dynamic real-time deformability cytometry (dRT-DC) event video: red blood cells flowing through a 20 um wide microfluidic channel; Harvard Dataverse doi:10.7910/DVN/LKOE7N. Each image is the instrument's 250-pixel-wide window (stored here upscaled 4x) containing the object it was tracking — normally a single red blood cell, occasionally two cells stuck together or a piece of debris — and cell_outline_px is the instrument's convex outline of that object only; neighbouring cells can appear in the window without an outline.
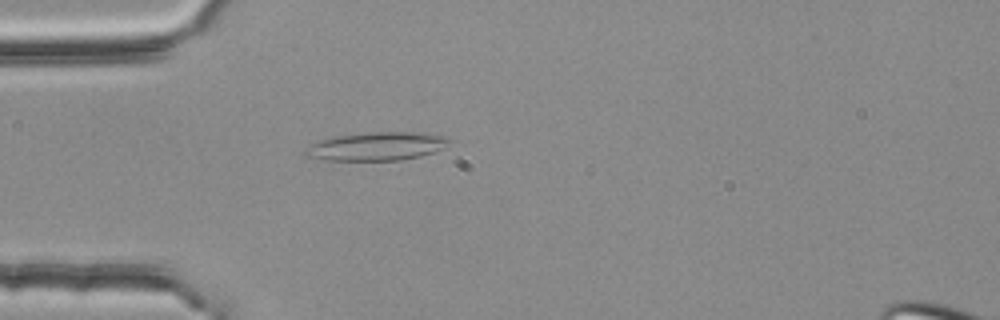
{"species": "common noctule bat (a hibernating species)", "species_latin": "Nyctalus noctula", "temperature_condition": "room temperature", "stored_images_in_passage": 1, "camera_frame_rate_fps": 3000, "um_per_image_px": 0.085, "animal": {"sex": "female", "body_mass_g": 25.1}, "frame": {"image": 1, "passage_image": 1, "time_ms": 0.0, "image_size_px": [1000, 320], "cell_outline_px": [[456, 140], [444, 148], [420, 156], [400, 160], [328, 160], [304, 156], [300, 152], [308, 144], [332, 136], [372, 132], [420, 132], [448, 136]], "centroid_in_image_um": [32.02, 12.42], "position_along_channel_um": 53.0, "area_um2": 24.33}}